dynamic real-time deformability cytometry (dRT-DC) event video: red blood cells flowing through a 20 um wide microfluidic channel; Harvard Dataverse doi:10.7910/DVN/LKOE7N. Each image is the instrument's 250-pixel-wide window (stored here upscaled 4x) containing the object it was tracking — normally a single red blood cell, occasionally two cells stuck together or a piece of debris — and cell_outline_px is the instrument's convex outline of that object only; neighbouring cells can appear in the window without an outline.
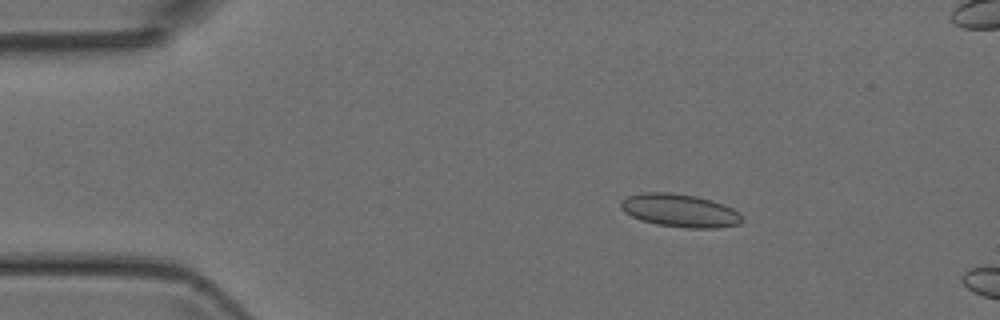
{"species": "Egyptian fruit bat (a non-hibernating species)", "species_latin": "Rousettus aegyptiacus", "temperature_condition": "room temperature", "stored_images_in_passage": 11, "camera_frame_rate_fps": 3000, "um_per_image_px": 0.085, "animal": {"sex": "female"}, "frame": {"image": 1, "passage_image": 7, "time_ms": 2.0, "image_size_px": [1000, 320], "cell_outline_px": [[744, 220], [740, 224], [716, 228], [684, 228], [656, 224], [640, 220], [624, 212], [620, 208], [620, 200], [628, 196], [640, 192], [668, 192], [696, 196], [712, 200], [724, 204], [740, 212], [744, 216]], "centroid_in_image_um": [57.8, 17.89], "position_along_channel_um": 27.2, "area_um2": 23.76}}